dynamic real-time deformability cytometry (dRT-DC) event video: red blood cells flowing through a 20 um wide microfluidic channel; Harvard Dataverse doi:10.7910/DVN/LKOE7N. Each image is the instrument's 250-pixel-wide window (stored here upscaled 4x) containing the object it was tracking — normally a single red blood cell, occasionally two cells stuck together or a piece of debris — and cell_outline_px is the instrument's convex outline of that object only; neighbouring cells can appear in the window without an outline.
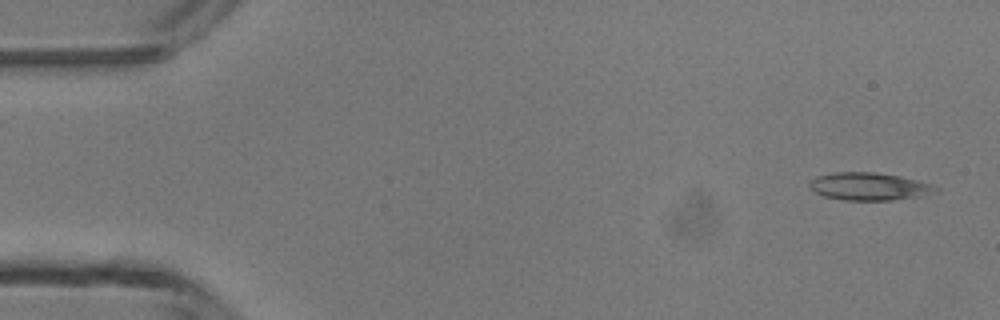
{"species": "common noctule bat (a hibernating species)", "species_latin": "Nyctalus noctula", "temperature_condition": "room temperature", "stored_images_in_passage": 5, "camera_frame_rate_fps": 3000, "um_per_image_px": 0.085, "animal": {"sex": "male", "body_mass_g": 13.3}, "frame": {"image": 1, "passage_image": 1, "time_ms": 0.0, "image_size_px": [1000, 320], "cell_outline_px": [[940, 188], [936, 192], [916, 196], [892, 200], [844, 200], [824, 196], [816, 192], [808, 184], [816, 176], [832, 172], [876, 172], [900, 176], [932, 184]], "centroid_in_image_um": [73.87, 15.84], "position_along_channel_um": 11.1, "area_um2": 20.17}}
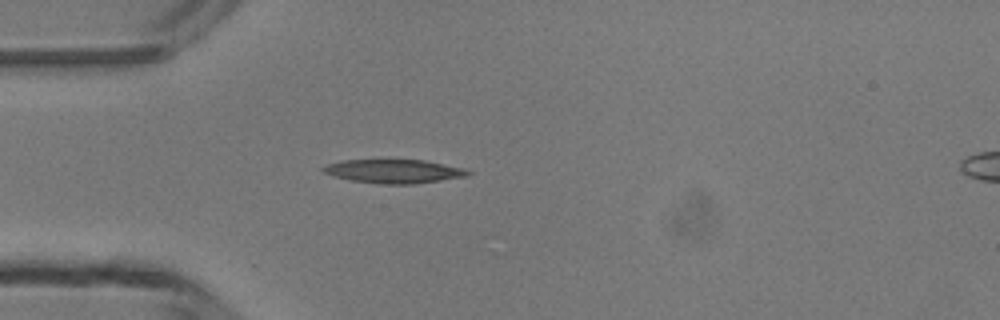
{"frame": {"image": 2, "passage_image": 4, "time_ms": 3.667, "image_size_px": [1000, 320], "cell_outline_px": [[472, 172], [468, 176], [412, 184], [380, 184], [352, 180], [336, 176], [324, 172], [320, 168], [328, 164], [344, 160], [424, 160], [464, 168]], "centroid_in_image_um": [33.51, 14.55], "position_along_channel_um": 51.5, "area_um2": 19.77}}